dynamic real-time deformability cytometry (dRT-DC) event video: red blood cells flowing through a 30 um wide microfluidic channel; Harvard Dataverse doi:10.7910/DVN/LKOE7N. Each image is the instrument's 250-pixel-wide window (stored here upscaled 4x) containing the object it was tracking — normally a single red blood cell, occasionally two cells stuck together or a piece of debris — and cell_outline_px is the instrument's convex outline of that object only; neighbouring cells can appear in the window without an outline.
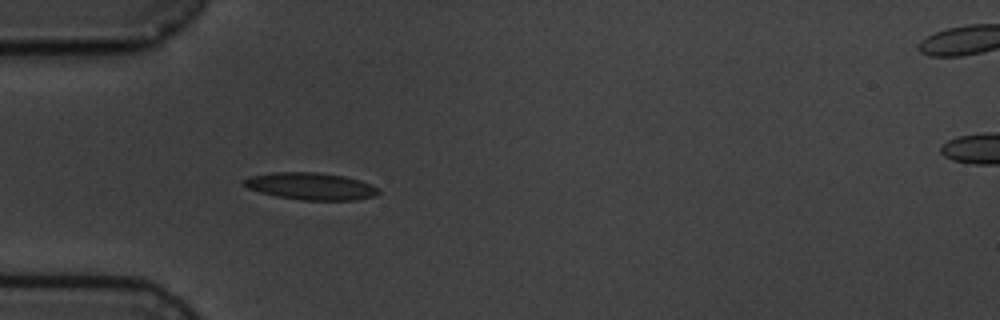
{"species": "common noctule bat (a hibernating species)", "species_latin": "Nyctalus noctula", "temperature_condition": "cold", "stored_images_in_passage": 6, "camera_frame_rate_fps": 3000, "um_per_image_px": 0.085, "animal": {"sex": "male", "body_mass_g": 19.5, "forearm_length_mm": 54.6}, "frame": {"image": 1, "passage_image": 5, "time_ms": 4.667, "image_size_px": [1000, 320], "cell_outline_px": [[380, 192], [376, 196], [356, 200], [300, 200], [276, 196], [260, 192], [248, 188], [240, 184], [240, 180], [248, 176], [276, 172], [320, 172], [344, 176], [360, 180], [372, 184], [380, 188]], "centroid_in_image_um": [26.41, 15.82], "position_along_channel_um": 58.6, "area_um2": 21.68}}